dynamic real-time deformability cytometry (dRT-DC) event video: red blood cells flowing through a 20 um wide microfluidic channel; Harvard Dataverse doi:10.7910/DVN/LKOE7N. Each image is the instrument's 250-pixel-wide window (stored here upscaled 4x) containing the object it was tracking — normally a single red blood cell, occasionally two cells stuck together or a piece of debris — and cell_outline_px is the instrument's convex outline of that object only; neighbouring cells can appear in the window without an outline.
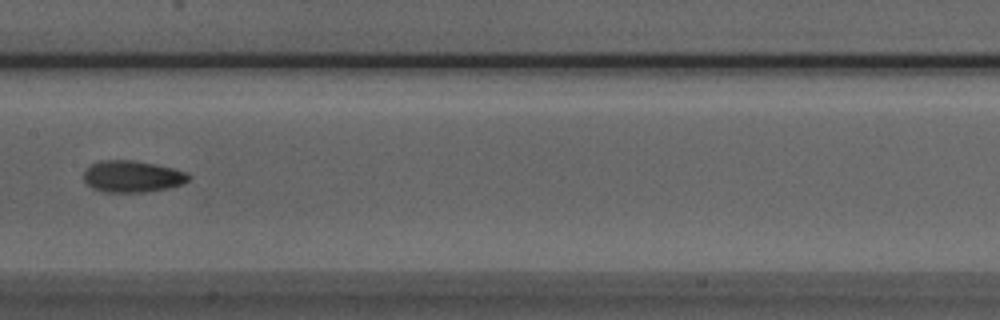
{"species": "Egyptian fruit bat (a non-hibernating species)", "species_latin": "Rousettus aegyptiacus", "temperature_condition": "room temperature", "stored_images_in_passage": 5, "camera_frame_rate_fps": 3000, "um_per_image_px": 0.085, "animal": {"sex": "male"}, "frame": {"image": 1, "passage_image": 5, "time_ms": 1.333, "image_size_px": [1000, 320], "cell_outline_px": [[192, 176], [184, 184], [168, 188], [144, 192], [104, 192], [92, 188], [84, 180], [84, 172], [88, 164], [100, 160], [132, 160], [156, 164], [188, 172]], "centroid_in_image_um": [11.25, 14.99], "position_along_channel_um": 196.2, "area_um2": 19.59}}